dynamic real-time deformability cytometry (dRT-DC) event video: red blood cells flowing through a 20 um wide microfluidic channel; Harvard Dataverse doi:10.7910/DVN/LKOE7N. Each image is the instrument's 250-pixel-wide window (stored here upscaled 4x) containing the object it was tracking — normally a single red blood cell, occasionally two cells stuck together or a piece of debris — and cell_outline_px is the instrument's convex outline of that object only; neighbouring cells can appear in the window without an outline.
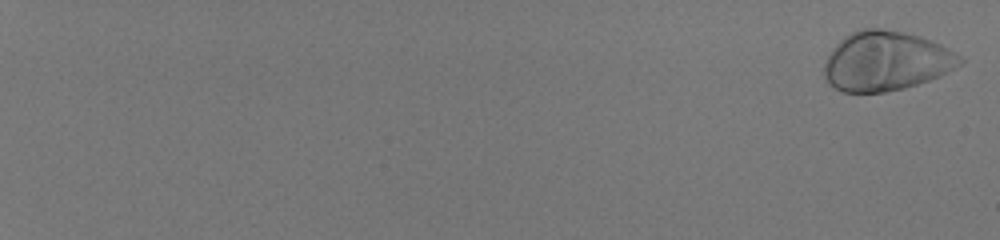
{"species": "human", "species_latin": "Homo sapiens", "temperature_condition": "room temperature", "stored_images_in_passage": 57, "camera_frame_rate_fps": 3000, "um_per_image_px": 0.085, "donor": {"sex": "male"}, "frame": {"image": 1, "passage_image": 2, "time_ms": 0.333, "image_size_px": [1000, 240], "cell_outline_px": [[964, 60], [960, 64], [940, 76], [904, 88], [884, 92], [844, 92], [828, 84], [824, 76], [824, 64], [832, 48], [840, 40], [852, 32], [860, 28], [884, 28], [920, 36], [932, 40], [948, 48], [960, 56]], "centroid_in_image_um": [75.29, 5.18], "position_along_channel_um": 9.7, "area_um2": 46.93}}
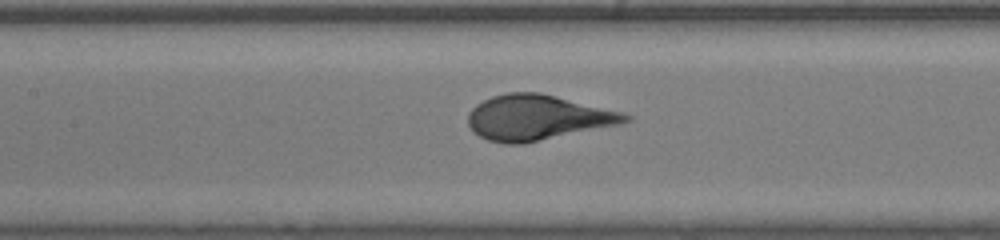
{"frame": {"image": 2, "passage_image": 34, "time_ms": 11.0, "image_size_px": [1000, 240], "cell_outline_px": [[632, 120], [620, 124], [524, 144], [504, 144], [488, 140], [480, 136], [468, 124], [468, 112], [476, 104], [492, 96], [508, 92], [540, 92], [624, 112], [632, 116]], "centroid_in_image_um": [45.7, 9.99], "position_along_channel_um": 161.7, "area_um2": 41.56}}
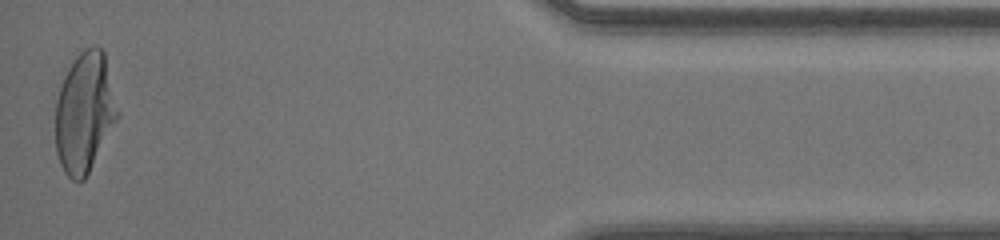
{"frame": {"image": 3, "passage_image": 57, "time_ms": 18.667, "image_size_px": [1000, 240], "cell_outline_px": [[120, 116], [84, 180], [72, 180], [64, 172], [60, 164], [56, 152], [56, 100], [60, 84], [68, 68], [76, 56], [84, 48], [100, 48], [104, 52], [120, 112]], "centroid_in_image_um": [7.2, 9.57], "position_along_channel_um": 428.0, "area_um2": 43.58}}